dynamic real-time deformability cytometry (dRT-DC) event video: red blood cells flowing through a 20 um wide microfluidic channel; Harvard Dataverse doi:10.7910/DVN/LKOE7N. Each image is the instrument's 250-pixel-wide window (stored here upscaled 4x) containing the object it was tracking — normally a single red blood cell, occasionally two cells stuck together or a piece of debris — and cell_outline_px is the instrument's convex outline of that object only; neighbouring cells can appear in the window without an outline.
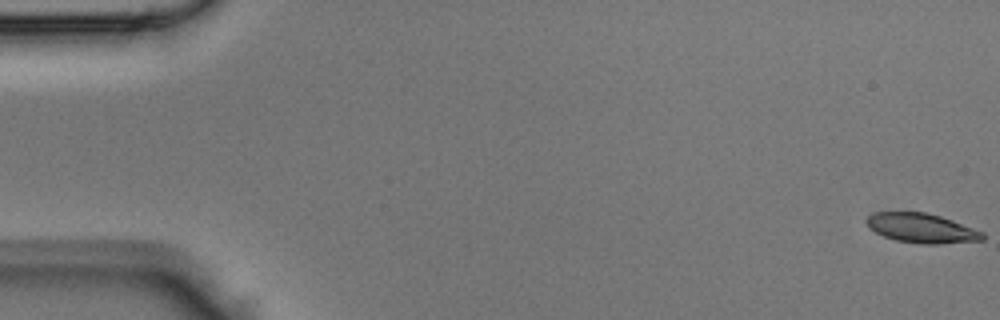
{"species": "Egyptian fruit bat (a non-hibernating species)", "species_latin": "Rousettus aegyptiacus", "temperature_condition": "room temperature", "stored_images_in_passage": 45, "camera_frame_rate_fps": 3000, "um_per_image_px": 0.085, "animal": {"sex": "male"}, "frame": {"image": 1, "passage_image": 1, "time_ms": 0.0, "image_size_px": [1000, 320], "cell_outline_px": [[984, 240], [936, 244], [920, 244], [896, 240], [884, 236], [876, 232], [864, 220], [868, 216], [876, 212], [924, 212], [940, 216], [952, 220], [984, 232]], "centroid_in_image_um": [78.36, 19.39], "position_along_channel_um": 6.6, "area_um2": 19.77}}
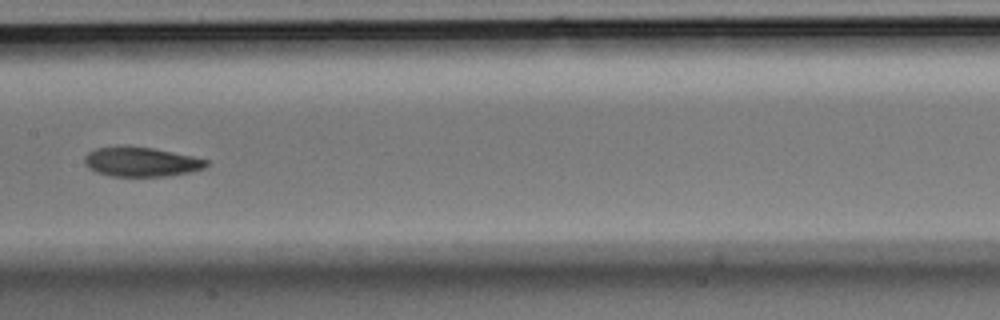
{"frame": {"image": 2, "passage_image": 23, "time_ms": 7.333, "image_size_px": [1000, 320], "cell_outline_px": [[208, 164], [204, 168], [188, 172], [168, 176], [112, 176], [96, 172], [88, 168], [84, 164], [84, 156], [88, 152], [96, 148], [120, 144], [124, 144], [152, 148], [192, 156], [208, 160]], "centroid_in_image_um": [11.93, 13.73], "position_along_channel_um": 195.5, "area_um2": 21.21}}
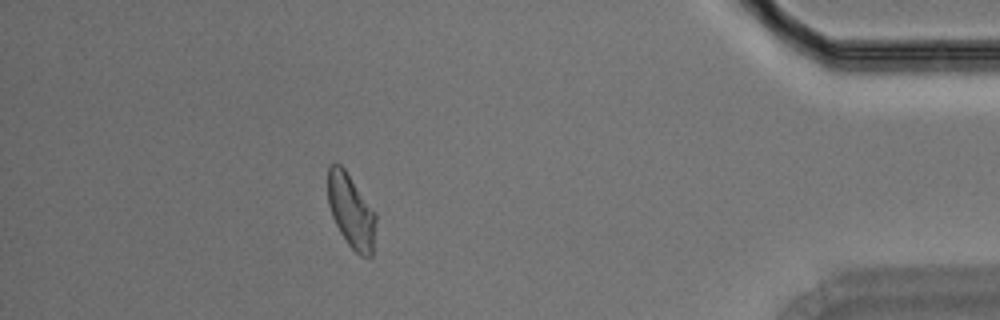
{"frame": {"image": 3, "passage_image": 40, "time_ms": 13.0, "image_size_px": [1000, 320], "cell_outline_px": [[376, 220], [372, 256], [360, 256], [348, 244], [340, 232], [332, 216], [328, 204], [328, 168], [332, 164], [340, 164], [344, 168], [376, 212]], "centroid_in_image_um": [29.85, 17.94], "position_along_channel_um": 405.3, "area_um2": 20.52}}